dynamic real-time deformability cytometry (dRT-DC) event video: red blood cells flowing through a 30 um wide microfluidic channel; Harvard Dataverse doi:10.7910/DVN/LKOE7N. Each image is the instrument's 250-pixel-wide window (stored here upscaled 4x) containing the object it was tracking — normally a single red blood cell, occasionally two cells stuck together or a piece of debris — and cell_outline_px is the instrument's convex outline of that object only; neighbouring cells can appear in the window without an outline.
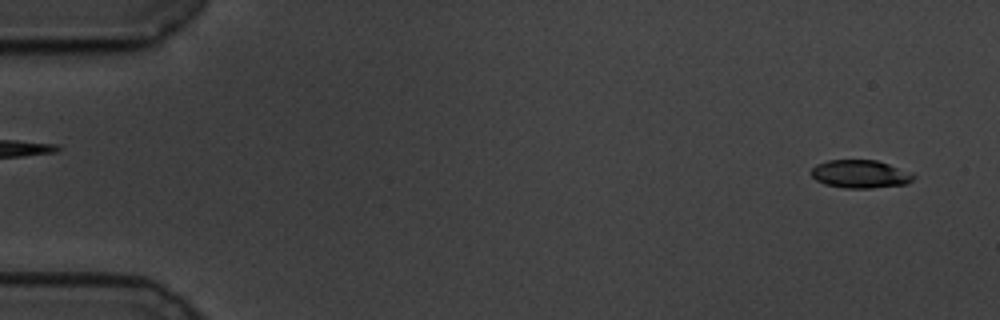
{"species": "common noctule bat (a hibernating species)", "species_latin": "Nyctalus noctula", "temperature_condition": "cold", "stored_images_in_passage": 20, "camera_frame_rate_fps": 3000, "um_per_image_px": 0.085, "animal": {"sex": "male", "body_mass_g": 19.5, "forearm_length_mm": 54.6}, "frame": {"image": 1, "passage_image": 3, "time_ms": 0.667, "image_size_px": [1000, 320], "cell_outline_px": [[916, 176], [912, 180], [904, 184], [872, 188], [844, 188], [824, 184], [816, 180], [812, 176], [812, 168], [816, 164], [828, 160], [876, 160], [912, 172]], "centroid_in_image_um": [73.11, 14.79], "position_along_channel_um": 11.9, "area_um2": 16.7}}
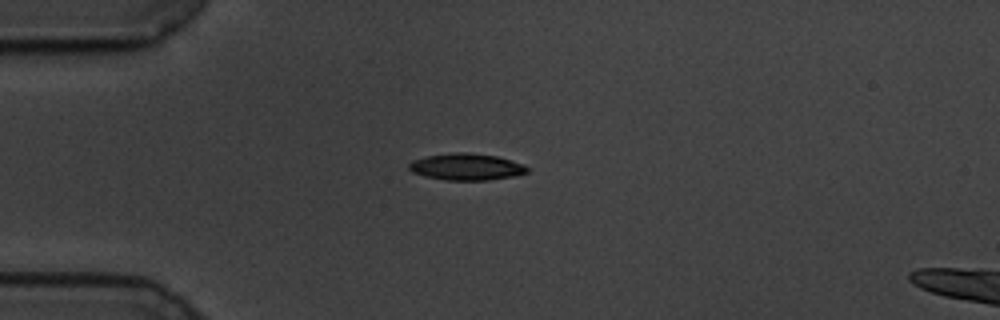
{"frame": {"image": 2, "passage_image": 15, "time_ms": 4.667, "image_size_px": [1000, 320], "cell_outline_px": [[528, 172], [512, 176], [488, 180], [444, 180], [424, 176], [412, 172], [408, 168], [408, 164], [412, 160], [428, 156], [452, 152], [468, 152], [496, 156], [524, 164], [528, 168]], "centroid_in_image_um": [39.61, 14.18], "position_along_channel_um": 45.4, "area_um2": 18.38}}
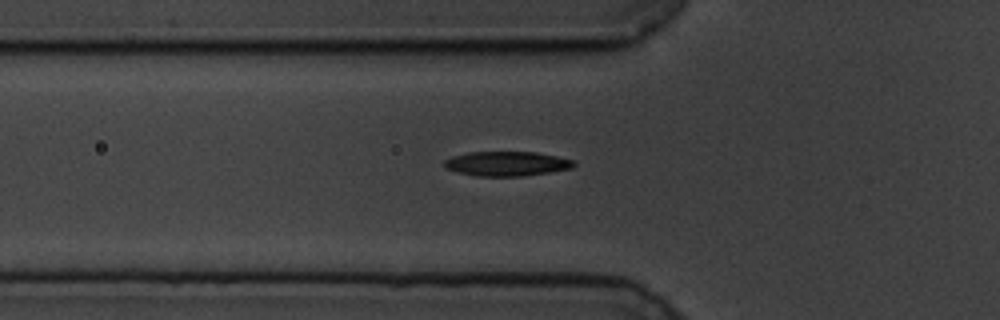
{"frame": {"image": 3, "passage_image": 20, "time_ms": 6.333, "image_size_px": [1000, 320], "cell_outline_px": [[576, 164], [572, 168], [524, 176], [476, 176], [456, 172], [444, 168], [444, 160], [452, 156], [468, 152], [536, 152], [556, 156], [572, 160]], "centroid_in_image_um": [43.02, 13.91], "position_along_channel_um": 82.8, "area_um2": 18.55}}